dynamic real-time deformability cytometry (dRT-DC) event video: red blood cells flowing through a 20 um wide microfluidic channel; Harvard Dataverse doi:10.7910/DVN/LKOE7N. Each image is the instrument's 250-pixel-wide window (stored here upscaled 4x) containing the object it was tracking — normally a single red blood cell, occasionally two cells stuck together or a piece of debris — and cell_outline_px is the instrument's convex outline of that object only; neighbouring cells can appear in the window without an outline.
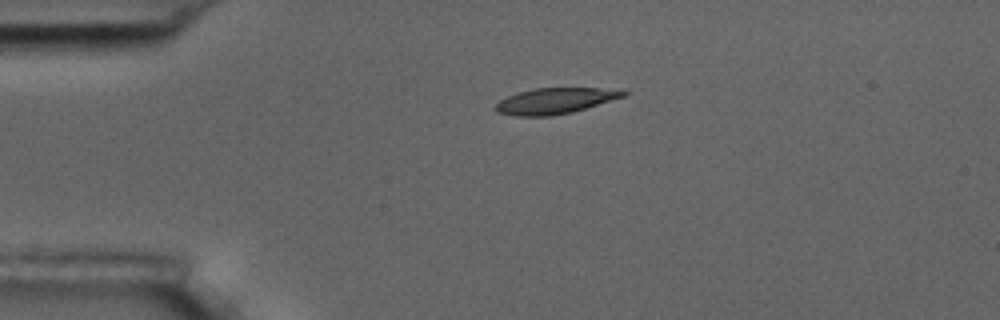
{"species": "common noctule bat (a hibernating species)", "species_latin": "Nyctalus noctula", "temperature_condition": "room temperature", "stored_images_in_passage": 4, "camera_frame_rate_fps": 3000, "um_per_image_px": 0.085, "animal": {"sex": "male", "body_mass_g": 17.5, "forearm_length_mm": 52.3}, "frame": {"image": 1, "passage_image": 3, "time_ms": 3.333, "image_size_px": [1000, 320], "cell_outline_px": [[628, 92], [624, 96], [572, 112], [548, 116], [516, 116], [496, 112], [492, 108], [500, 100], [508, 96], [520, 92], [536, 88], [600, 88]], "centroid_in_image_um": [47.1, 8.58], "position_along_channel_um": 37.9, "area_um2": 18.9}}